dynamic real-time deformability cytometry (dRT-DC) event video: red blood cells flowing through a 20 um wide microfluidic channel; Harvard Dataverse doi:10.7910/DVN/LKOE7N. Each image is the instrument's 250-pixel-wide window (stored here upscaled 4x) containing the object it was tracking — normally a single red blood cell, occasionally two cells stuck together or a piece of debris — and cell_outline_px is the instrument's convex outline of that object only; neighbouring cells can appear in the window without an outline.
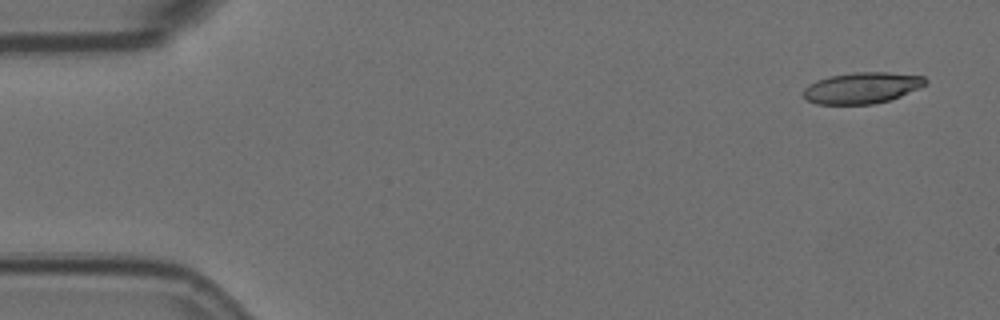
{"species": "Egyptian fruit bat (a non-hibernating species)", "species_latin": "Rousettus aegyptiacus", "temperature_condition": "room temperature", "stored_images_in_passage": 14, "camera_frame_rate_fps": 3000, "um_per_image_px": 0.085, "animal": {"sex": "female"}, "frame": {"image": 1, "passage_image": 1, "time_ms": 0.0, "image_size_px": [1000, 320], "cell_outline_px": [[928, 80], [920, 88], [900, 96], [888, 100], [872, 104], [816, 104], [808, 100], [804, 96], [804, 88], [808, 84], [816, 80], [828, 76], [856, 72], [888, 72], [924, 76]], "centroid_in_image_um": [73.26, 7.46], "position_along_channel_um": 11.7, "area_um2": 22.14}}
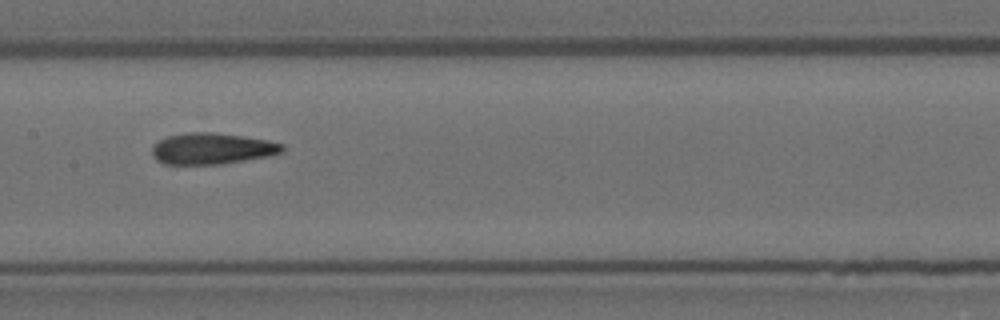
{"frame": {"image": 2, "passage_image": 7, "time_ms": 2.0, "image_size_px": [1000, 320], "cell_outline_px": [[284, 152], [264, 156], [220, 164], [164, 164], [156, 160], [152, 156], [152, 148], [160, 140], [168, 136], [184, 132], [212, 132], [268, 140], [284, 144]], "centroid_in_image_um": [17.99, 12.62], "position_along_channel_um": 189.4, "area_um2": 23.47}}
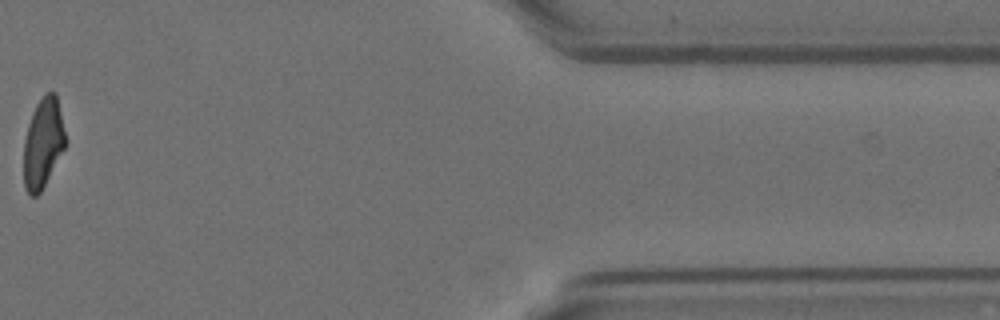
{"frame": {"image": 3, "passage_image": 12, "time_ms": 3.667, "image_size_px": [1000, 320], "cell_outline_px": [[68, 140], [64, 148], [40, 192], [36, 196], [28, 196], [24, 188], [24, 140], [28, 124], [32, 112], [36, 104], [44, 92], [56, 92]], "centroid_in_image_um": [3.67, 12.12], "position_along_channel_um": 407.7, "area_um2": 22.08}}